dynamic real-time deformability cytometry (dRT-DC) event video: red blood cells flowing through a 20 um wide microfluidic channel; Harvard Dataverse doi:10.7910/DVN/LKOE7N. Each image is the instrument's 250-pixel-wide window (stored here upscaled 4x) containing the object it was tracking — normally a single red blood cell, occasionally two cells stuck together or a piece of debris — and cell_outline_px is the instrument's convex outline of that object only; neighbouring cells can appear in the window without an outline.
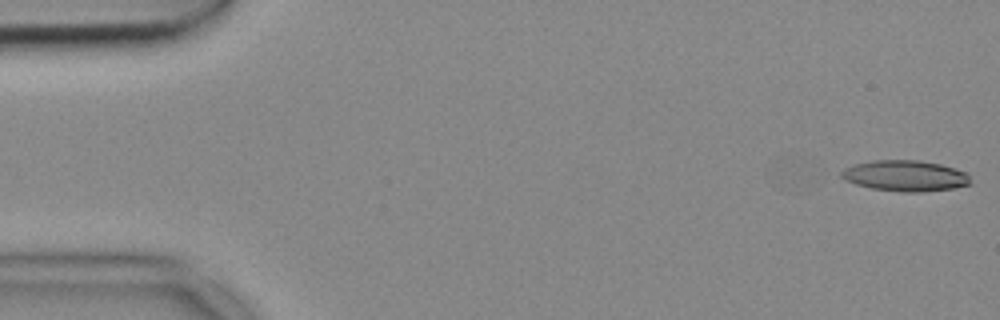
{"species": "common noctule bat (a hibernating species)", "species_latin": "Nyctalus noctula", "temperature_condition": "cold", "stored_images_in_passage": 8, "camera_frame_rate_fps": 3000, "um_per_image_px": 0.085, "animal": {"sex": "female", "body_mass_g": 18.4}, "frame": {"image": 1, "passage_image": 1, "time_ms": 0.0, "image_size_px": [1000, 320], "cell_outline_px": [[972, 184], [952, 188], [920, 192], [900, 192], [872, 188], [856, 184], [840, 176], [840, 172], [844, 168], [856, 164], [872, 160], [920, 160], [940, 164], [964, 172], [968, 176]], "centroid_in_image_um": [76.93, 14.94], "position_along_channel_um": 8.1, "area_um2": 23.0}}